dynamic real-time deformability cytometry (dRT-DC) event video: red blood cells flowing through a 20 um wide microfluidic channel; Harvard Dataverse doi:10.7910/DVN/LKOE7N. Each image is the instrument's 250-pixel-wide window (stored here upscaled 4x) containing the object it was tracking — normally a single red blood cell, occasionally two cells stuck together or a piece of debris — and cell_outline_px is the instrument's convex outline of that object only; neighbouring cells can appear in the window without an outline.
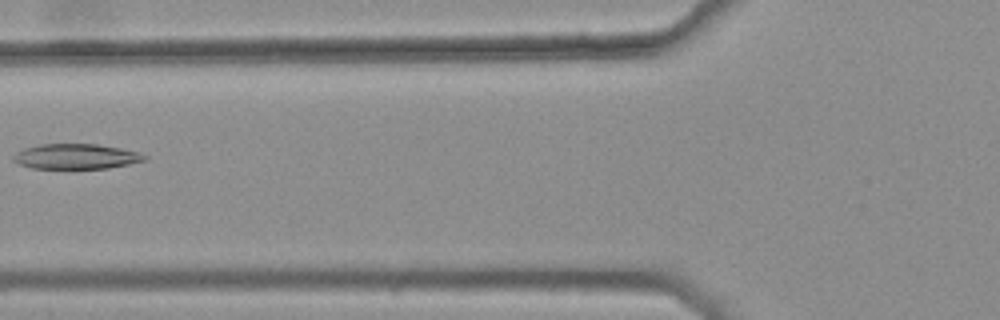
{"species": "common noctule bat (a hibernating species)", "species_latin": "Nyctalus noctula", "temperature_condition": "warm", "stored_images_in_passage": 6, "camera_frame_rate_fps": 3000, "um_per_image_px": 0.085, "animal": {"sex": "female", "body_mass_g": 25.1}, "frame": {"image": 1, "passage_image": 4, "time_ms": 1.0, "image_size_px": [1000, 320], "cell_outline_px": [[148, 160], [108, 168], [32, 168], [20, 164], [12, 160], [12, 156], [16, 152], [24, 148], [40, 144], [96, 144], [120, 148], [136, 152], [148, 156]], "centroid_in_image_um": [6.45, 13.29], "position_along_channel_um": 119.3, "area_um2": 19.13}}